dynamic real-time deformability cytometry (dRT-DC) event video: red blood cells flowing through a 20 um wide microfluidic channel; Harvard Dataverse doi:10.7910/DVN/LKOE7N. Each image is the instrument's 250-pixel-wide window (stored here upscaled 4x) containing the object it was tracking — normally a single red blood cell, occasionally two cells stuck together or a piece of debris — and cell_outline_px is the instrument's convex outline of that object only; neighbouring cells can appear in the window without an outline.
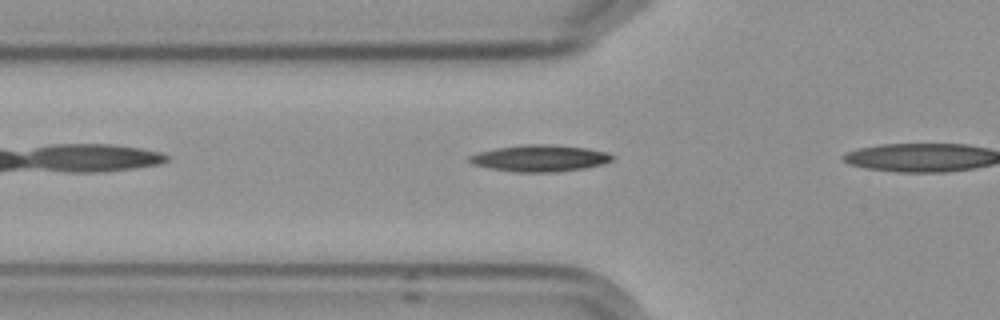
{"species": "Egyptian fruit bat (a non-hibernating species)", "species_latin": "Rousettus aegyptiacus", "temperature_condition": "cold", "stored_images_in_passage": 9, "camera_frame_rate_fps": 3000, "um_per_image_px": 0.085, "frame": {"image": 1, "passage_image": 9, "time_ms": 10.0, "image_size_px": [1000, 320], "cell_outline_px": [[612, 160], [604, 164], [584, 168], [556, 172], [516, 172], [488, 168], [472, 164], [468, 160], [468, 156], [480, 152], [496, 148], [524, 144], [552, 144], [588, 148], [608, 152], [612, 156]], "centroid_in_image_um": [45.89, 13.45], "position_along_channel_um": 79.9, "area_um2": 22.25}}